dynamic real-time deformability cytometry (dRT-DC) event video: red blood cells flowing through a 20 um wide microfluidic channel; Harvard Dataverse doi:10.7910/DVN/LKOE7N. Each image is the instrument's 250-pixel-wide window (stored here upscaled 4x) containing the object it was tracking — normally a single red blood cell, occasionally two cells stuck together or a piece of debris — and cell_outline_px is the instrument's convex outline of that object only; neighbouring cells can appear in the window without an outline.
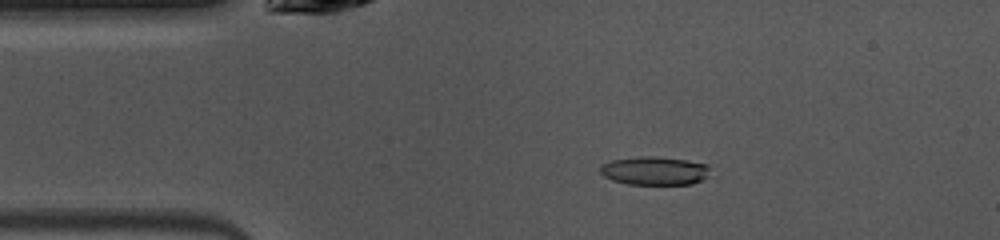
{"species": "common noctule bat (a hibernating species)", "species_latin": "Nyctalus noctula", "temperature_condition": "warm", "stored_images_in_passage": 48, "camera_frame_rate_fps": 3000, "um_per_image_px": 0.085, "animal": {"sex": "female", "body_mass_g": 10.0, "forearm_length_mm": 53.1}, "frame": {"image": 1, "passage_image": 8, "time_ms": 2.333, "image_size_px": [1000, 240], "cell_outline_px": [[708, 176], [692, 184], [628, 184], [612, 180], [604, 176], [600, 172], [600, 164], [612, 160], [640, 156], [652, 156], [688, 160], [708, 164]], "centroid_in_image_um": [55.61, 14.51], "position_along_channel_um": 29.4, "area_um2": 18.21}}
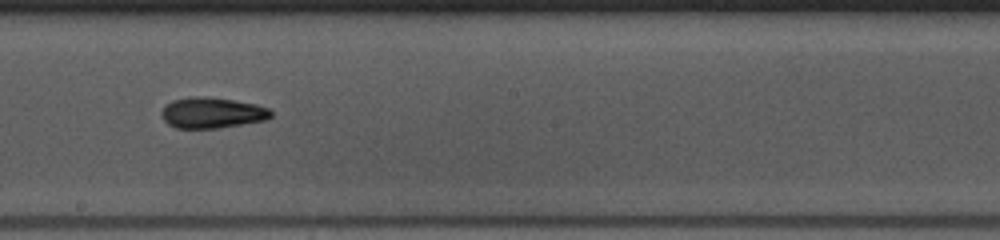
{"frame": {"image": 2, "passage_image": 25, "time_ms": 8.0, "image_size_px": [1000, 240], "cell_outline_px": [[272, 116], [264, 120], [220, 128], [176, 128], [168, 124], [164, 120], [160, 112], [164, 104], [172, 100], [188, 96], [204, 96], [232, 100], [256, 104], [268, 108], [272, 112]], "centroid_in_image_um": [17.97, 9.58], "position_along_channel_um": 230.2, "area_um2": 19.77}}
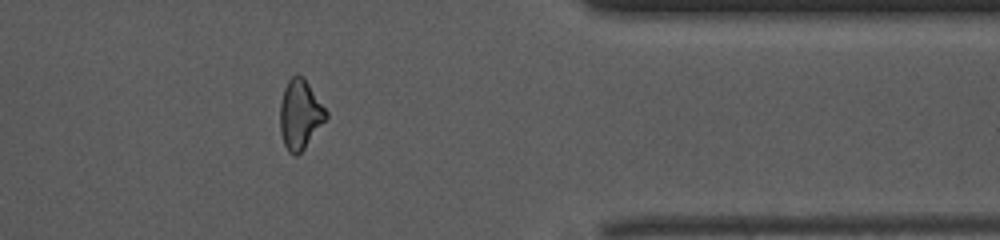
{"frame": {"image": 3, "passage_image": 38, "time_ms": 12.333, "image_size_px": [1000, 240], "cell_outline_px": [[328, 116], [304, 148], [296, 156], [288, 152], [284, 144], [280, 132], [280, 100], [284, 88], [288, 80], [296, 72], [308, 84], [328, 112]], "centroid_in_image_um": [25.48, 9.73], "position_along_channel_um": 385.9, "area_um2": 18.38}, "authors_computed_cell_mechanics": {"area_um2": 18.9295, "velocity_mm_per_s": 4.0647, "shape_relaxation_time_tau1_ms": 4.0127, "shape_relaxation_time_tau2_ms": 2.9975, "deformation_change_tau1": 0.1511, "deformation_change_tau2": 0.1152}}